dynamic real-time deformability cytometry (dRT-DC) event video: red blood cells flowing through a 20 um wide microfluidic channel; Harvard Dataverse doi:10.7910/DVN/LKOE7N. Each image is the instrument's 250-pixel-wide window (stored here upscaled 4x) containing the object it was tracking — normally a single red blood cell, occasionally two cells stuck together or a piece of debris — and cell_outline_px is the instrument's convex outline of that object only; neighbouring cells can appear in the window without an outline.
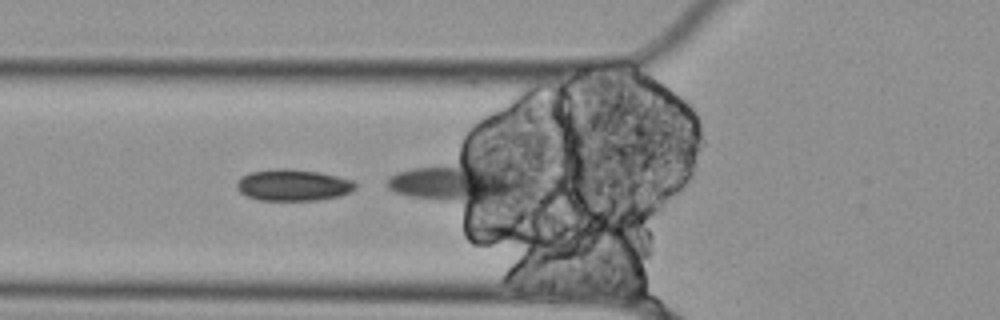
{"species": "Egyptian fruit bat (a non-hibernating species)", "species_latin": "Rousettus aegyptiacus", "temperature_condition": "cold", "stored_images_in_passage": 19, "segment_of_instrument_passage": [2, 2], "camera_frame_rate_fps": 3000, "um_per_image_px": 0.085, "animal": {"sex": "female"}, "frame": {"image": 1, "passage_image": 18, "time_ms": 5.667, "image_size_px": [1000, 320], "cell_outline_px": [[356, 188], [352, 192], [340, 196], [316, 200], [260, 200], [248, 196], [240, 192], [236, 188], [236, 180], [240, 176], [248, 172], [276, 168], [288, 168], [320, 172], [352, 180], [356, 184]], "centroid_in_image_um": [24.89, 15.72], "position_along_channel_um": 100.9, "area_um2": 22.02}}